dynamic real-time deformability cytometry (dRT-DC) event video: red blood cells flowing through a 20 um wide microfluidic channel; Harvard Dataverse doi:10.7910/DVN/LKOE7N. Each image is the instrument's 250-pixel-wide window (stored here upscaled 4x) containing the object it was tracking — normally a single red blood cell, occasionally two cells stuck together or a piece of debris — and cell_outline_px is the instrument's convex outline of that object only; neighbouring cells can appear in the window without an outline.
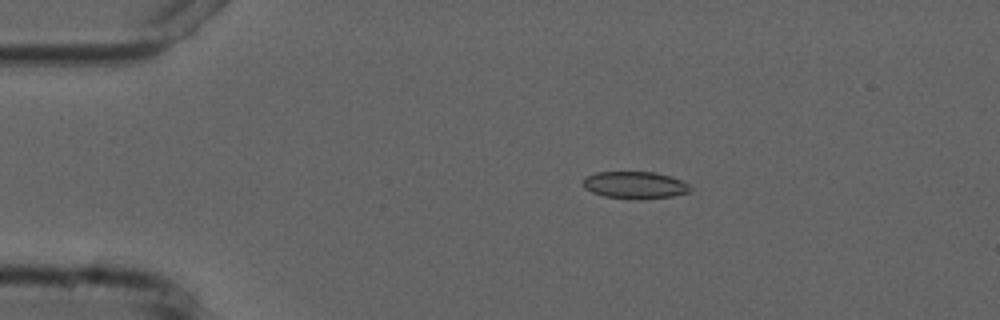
{"species": "common noctule bat (a hibernating species)", "species_latin": "Nyctalus noctula", "temperature_condition": "cold", "stored_images_in_passage": 4, "camera_frame_rate_fps": 3000, "um_per_image_px": 0.085, "animal": {"sex": "male", "forearm_length_mm": 52.5}, "frame": {"image": 1, "passage_image": 3, "time_ms": 2.333, "image_size_px": [1000, 320], "cell_outline_px": [[692, 188], [688, 192], [672, 196], [644, 200], [640, 200], [604, 196], [592, 192], [584, 188], [584, 176], [596, 172], [656, 172], [672, 176], [688, 184]], "centroid_in_image_um": [53.97, 15.73], "position_along_channel_um": 31.0, "area_um2": 17.11}}